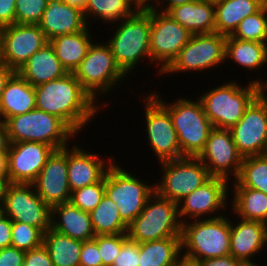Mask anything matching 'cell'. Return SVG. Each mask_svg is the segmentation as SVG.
<instances>
[{
    "mask_svg": "<svg viewBox=\"0 0 267 266\" xmlns=\"http://www.w3.org/2000/svg\"><path fill=\"white\" fill-rule=\"evenodd\" d=\"M267 0H222L215 3V32L230 36L247 16L258 12Z\"/></svg>",
    "mask_w": 267,
    "mask_h": 266,
    "instance_id": "obj_29",
    "label": "cell"
},
{
    "mask_svg": "<svg viewBox=\"0 0 267 266\" xmlns=\"http://www.w3.org/2000/svg\"><path fill=\"white\" fill-rule=\"evenodd\" d=\"M12 220L1 212L0 214V249L11 246Z\"/></svg>",
    "mask_w": 267,
    "mask_h": 266,
    "instance_id": "obj_48",
    "label": "cell"
},
{
    "mask_svg": "<svg viewBox=\"0 0 267 266\" xmlns=\"http://www.w3.org/2000/svg\"><path fill=\"white\" fill-rule=\"evenodd\" d=\"M225 51L226 36L216 32L194 34L160 76L217 69L226 62Z\"/></svg>",
    "mask_w": 267,
    "mask_h": 266,
    "instance_id": "obj_10",
    "label": "cell"
},
{
    "mask_svg": "<svg viewBox=\"0 0 267 266\" xmlns=\"http://www.w3.org/2000/svg\"><path fill=\"white\" fill-rule=\"evenodd\" d=\"M32 184L38 196L50 207L70 201L68 146L53 151Z\"/></svg>",
    "mask_w": 267,
    "mask_h": 266,
    "instance_id": "obj_19",
    "label": "cell"
},
{
    "mask_svg": "<svg viewBox=\"0 0 267 266\" xmlns=\"http://www.w3.org/2000/svg\"><path fill=\"white\" fill-rule=\"evenodd\" d=\"M16 0H0V28L15 23Z\"/></svg>",
    "mask_w": 267,
    "mask_h": 266,
    "instance_id": "obj_46",
    "label": "cell"
},
{
    "mask_svg": "<svg viewBox=\"0 0 267 266\" xmlns=\"http://www.w3.org/2000/svg\"><path fill=\"white\" fill-rule=\"evenodd\" d=\"M208 1L215 4V3L220 2L222 0H208Z\"/></svg>",
    "mask_w": 267,
    "mask_h": 266,
    "instance_id": "obj_58",
    "label": "cell"
},
{
    "mask_svg": "<svg viewBox=\"0 0 267 266\" xmlns=\"http://www.w3.org/2000/svg\"><path fill=\"white\" fill-rule=\"evenodd\" d=\"M54 150L40 142L11 143L8 151L10 182L32 184Z\"/></svg>",
    "mask_w": 267,
    "mask_h": 266,
    "instance_id": "obj_20",
    "label": "cell"
},
{
    "mask_svg": "<svg viewBox=\"0 0 267 266\" xmlns=\"http://www.w3.org/2000/svg\"><path fill=\"white\" fill-rule=\"evenodd\" d=\"M36 109L60 118L77 136L104 110L74 73L34 87ZM98 104V105H97Z\"/></svg>",
    "mask_w": 267,
    "mask_h": 266,
    "instance_id": "obj_1",
    "label": "cell"
},
{
    "mask_svg": "<svg viewBox=\"0 0 267 266\" xmlns=\"http://www.w3.org/2000/svg\"><path fill=\"white\" fill-rule=\"evenodd\" d=\"M181 261V237L139 243V266H177Z\"/></svg>",
    "mask_w": 267,
    "mask_h": 266,
    "instance_id": "obj_33",
    "label": "cell"
},
{
    "mask_svg": "<svg viewBox=\"0 0 267 266\" xmlns=\"http://www.w3.org/2000/svg\"><path fill=\"white\" fill-rule=\"evenodd\" d=\"M2 213L12 221L37 227L43 233L51 228V207L38 196L33 184L11 183Z\"/></svg>",
    "mask_w": 267,
    "mask_h": 266,
    "instance_id": "obj_16",
    "label": "cell"
},
{
    "mask_svg": "<svg viewBox=\"0 0 267 266\" xmlns=\"http://www.w3.org/2000/svg\"><path fill=\"white\" fill-rule=\"evenodd\" d=\"M127 238V233L97 235L93 238L98 245V250L102 258V266H112Z\"/></svg>",
    "mask_w": 267,
    "mask_h": 266,
    "instance_id": "obj_41",
    "label": "cell"
},
{
    "mask_svg": "<svg viewBox=\"0 0 267 266\" xmlns=\"http://www.w3.org/2000/svg\"><path fill=\"white\" fill-rule=\"evenodd\" d=\"M38 25L48 41L59 35L82 31L88 26L83 11L63 3L62 0H48Z\"/></svg>",
    "mask_w": 267,
    "mask_h": 266,
    "instance_id": "obj_23",
    "label": "cell"
},
{
    "mask_svg": "<svg viewBox=\"0 0 267 266\" xmlns=\"http://www.w3.org/2000/svg\"><path fill=\"white\" fill-rule=\"evenodd\" d=\"M229 209L235 219L260 221L267 224V194L245 187H230ZM233 194V195H232Z\"/></svg>",
    "mask_w": 267,
    "mask_h": 266,
    "instance_id": "obj_31",
    "label": "cell"
},
{
    "mask_svg": "<svg viewBox=\"0 0 267 266\" xmlns=\"http://www.w3.org/2000/svg\"><path fill=\"white\" fill-rule=\"evenodd\" d=\"M44 233L37 227L12 221L11 246L22 251L35 249L43 244Z\"/></svg>",
    "mask_w": 267,
    "mask_h": 266,
    "instance_id": "obj_38",
    "label": "cell"
},
{
    "mask_svg": "<svg viewBox=\"0 0 267 266\" xmlns=\"http://www.w3.org/2000/svg\"><path fill=\"white\" fill-rule=\"evenodd\" d=\"M23 266H54L47 248L41 246L25 252Z\"/></svg>",
    "mask_w": 267,
    "mask_h": 266,
    "instance_id": "obj_44",
    "label": "cell"
},
{
    "mask_svg": "<svg viewBox=\"0 0 267 266\" xmlns=\"http://www.w3.org/2000/svg\"><path fill=\"white\" fill-rule=\"evenodd\" d=\"M94 40L86 57L74 71V75L91 97L96 102H101L99 104L105 108V106H110L111 102L109 104L102 102L103 97L107 98V94L111 93L112 96V92H118L116 88L123 86L121 82L125 83L128 77L116 65L108 44L105 41L99 43L98 39ZM100 98L101 100L98 101Z\"/></svg>",
    "mask_w": 267,
    "mask_h": 266,
    "instance_id": "obj_6",
    "label": "cell"
},
{
    "mask_svg": "<svg viewBox=\"0 0 267 266\" xmlns=\"http://www.w3.org/2000/svg\"><path fill=\"white\" fill-rule=\"evenodd\" d=\"M167 14L192 35L215 32V4L208 0H195L176 6Z\"/></svg>",
    "mask_w": 267,
    "mask_h": 266,
    "instance_id": "obj_27",
    "label": "cell"
},
{
    "mask_svg": "<svg viewBox=\"0 0 267 266\" xmlns=\"http://www.w3.org/2000/svg\"><path fill=\"white\" fill-rule=\"evenodd\" d=\"M192 34L167 13L151 10L150 54L158 75L170 65Z\"/></svg>",
    "mask_w": 267,
    "mask_h": 266,
    "instance_id": "obj_13",
    "label": "cell"
},
{
    "mask_svg": "<svg viewBox=\"0 0 267 266\" xmlns=\"http://www.w3.org/2000/svg\"><path fill=\"white\" fill-rule=\"evenodd\" d=\"M114 25L115 29H111L114 33L105 41L112 51L116 65L129 79V74H134L143 60L148 59L149 65L146 63V67L152 65L149 47L151 9L142 7L131 17Z\"/></svg>",
    "mask_w": 267,
    "mask_h": 266,
    "instance_id": "obj_2",
    "label": "cell"
},
{
    "mask_svg": "<svg viewBox=\"0 0 267 266\" xmlns=\"http://www.w3.org/2000/svg\"><path fill=\"white\" fill-rule=\"evenodd\" d=\"M4 123L10 143L40 142L58 150L69 146L77 137L60 118L36 108L10 117Z\"/></svg>",
    "mask_w": 267,
    "mask_h": 266,
    "instance_id": "obj_7",
    "label": "cell"
},
{
    "mask_svg": "<svg viewBox=\"0 0 267 266\" xmlns=\"http://www.w3.org/2000/svg\"><path fill=\"white\" fill-rule=\"evenodd\" d=\"M233 79L208 91L200 93L204 112L213 128L230 129L243 117L245 110L262 93L261 85L248 81Z\"/></svg>",
    "mask_w": 267,
    "mask_h": 266,
    "instance_id": "obj_3",
    "label": "cell"
},
{
    "mask_svg": "<svg viewBox=\"0 0 267 266\" xmlns=\"http://www.w3.org/2000/svg\"><path fill=\"white\" fill-rule=\"evenodd\" d=\"M10 184H11L10 178H0V209L1 210L4 205L7 189Z\"/></svg>",
    "mask_w": 267,
    "mask_h": 266,
    "instance_id": "obj_53",
    "label": "cell"
},
{
    "mask_svg": "<svg viewBox=\"0 0 267 266\" xmlns=\"http://www.w3.org/2000/svg\"><path fill=\"white\" fill-rule=\"evenodd\" d=\"M112 266H139V243L128 237Z\"/></svg>",
    "mask_w": 267,
    "mask_h": 266,
    "instance_id": "obj_42",
    "label": "cell"
},
{
    "mask_svg": "<svg viewBox=\"0 0 267 266\" xmlns=\"http://www.w3.org/2000/svg\"><path fill=\"white\" fill-rule=\"evenodd\" d=\"M152 90L150 93L168 110L171 116L182 157H198L213 129L201 101L198 98L192 100L191 97L177 96V99H173L174 102H168L157 89Z\"/></svg>",
    "mask_w": 267,
    "mask_h": 266,
    "instance_id": "obj_4",
    "label": "cell"
},
{
    "mask_svg": "<svg viewBox=\"0 0 267 266\" xmlns=\"http://www.w3.org/2000/svg\"><path fill=\"white\" fill-rule=\"evenodd\" d=\"M63 3H66L69 6H74L76 8H79L81 11L84 12L86 5L88 3V0H62Z\"/></svg>",
    "mask_w": 267,
    "mask_h": 266,
    "instance_id": "obj_54",
    "label": "cell"
},
{
    "mask_svg": "<svg viewBox=\"0 0 267 266\" xmlns=\"http://www.w3.org/2000/svg\"><path fill=\"white\" fill-rule=\"evenodd\" d=\"M229 130L243 158L267 154V93H261Z\"/></svg>",
    "mask_w": 267,
    "mask_h": 266,
    "instance_id": "obj_15",
    "label": "cell"
},
{
    "mask_svg": "<svg viewBox=\"0 0 267 266\" xmlns=\"http://www.w3.org/2000/svg\"><path fill=\"white\" fill-rule=\"evenodd\" d=\"M48 42L39 25L4 26L0 28V62L17 71Z\"/></svg>",
    "mask_w": 267,
    "mask_h": 266,
    "instance_id": "obj_17",
    "label": "cell"
},
{
    "mask_svg": "<svg viewBox=\"0 0 267 266\" xmlns=\"http://www.w3.org/2000/svg\"><path fill=\"white\" fill-rule=\"evenodd\" d=\"M197 158L206 166L211 176L222 177L230 182L238 177L243 160L230 130L219 128L210 131L205 147Z\"/></svg>",
    "mask_w": 267,
    "mask_h": 266,
    "instance_id": "obj_18",
    "label": "cell"
},
{
    "mask_svg": "<svg viewBox=\"0 0 267 266\" xmlns=\"http://www.w3.org/2000/svg\"><path fill=\"white\" fill-rule=\"evenodd\" d=\"M77 143L68 146V182L71 192L99 182L115 158L113 155L100 157L102 155L96 151H86L81 147L82 144Z\"/></svg>",
    "mask_w": 267,
    "mask_h": 266,
    "instance_id": "obj_22",
    "label": "cell"
},
{
    "mask_svg": "<svg viewBox=\"0 0 267 266\" xmlns=\"http://www.w3.org/2000/svg\"><path fill=\"white\" fill-rule=\"evenodd\" d=\"M225 215L182 223V260L194 264L230 255V217Z\"/></svg>",
    "mask_w": 267,
    "mask_h": 266,
    "instance_id": "obj_5",
    "label": "cell"
},
{
    "mask_svg": "<svg viewBox=\"0 0 267 266\" xmlns=\"http://www.w3.org/2000/svg\"><path fill=\"white\" fill-rule=\"evenodd\" d=\"M80 266H102V258L94 239L83 242L80 255Z\"/></svg>",
    "mask_w": 267,
    "mask_h": 266,
    "instance_id": "obj_43",
    "label": "cell"
},
{
    "mask_svg": "<svg viewBox=\"0 0 267 266\" xmlns=\"http://www.w3.org/2000/svg\"><path fill=\"white\" fill-rule=\"evenodd\" d=\"M195 266H245L232 255L196 261Z\"/></svg>",
    "mask_w": 267,
    "mask_h": 266,
    "instance_id": "obj_47",
    "label": "cell"
},
{
    "mask_svg": "<svg viewBox=\"0 0 267 266\" xmlns=\"http://www.w3.org/2000/svg\"><path fill=\"white\" fill-rule=\"evenodd\" d=\"M177 266H195L193 263L182 260Z\"/></svg>",
    "mask_w": 267,
    "mask_h": 266,
    "instance_id": "obj_57",
    "label": "cell"
},
{
    "mask_svg": "<svg viewBox=\"0 0 267 266\" xmlns=\"http://www.w3.org/2000/svg\"><path fill=\"white\" fill-rule=\"evenodd\" d=\"M35 108L34 87L16 71L6 83L0 97V120L5 122L10 117Z\"/></svg>",
    "mask_w": 267,
    "mask_h": 266,
    "instance_id": "obj_26",
    "label": "cell"
},
{
    "mask_svg": "<svg viewBox=\"0 0 267 266\" xmlns=\"http://www.w3.org/2000/svg\"><path fill=\"white\" fill-rule=\"evenodd\" d=\"M231 36L242 41L267 43V3L255 14L244 18Z\"/></svg>",
    "mask_w": 267,
    "mask_h": 266,
    "instance_id": "obj_37",
    "label": "cell"
},
{
    "mask_svg": "<svg viewBox=\"0 0 267 266\" xmlns=\"http://www.w3.org/2000/svg\"><path fill=\"white\" fill-rule=\"evenodd\" d=\"M10 144L6 125L0 120V151H9Z\"/></svg>",
    "mask_w": 267,
    "mask_h": 266,
    "instance_id": "obj_51",
    "label": "cell"
},
{
    "mask_svg": "<svg viewBox=\"0 0 267 266\" xmlns=\"http://www.w3.org/2000/svg\"><path fill=\"white\" fill-rule=\"evenodd\" d=\"M182 223L178 204L156 191L148 198L142 212L128 226V237L138 243L181 237Z\"/></svg>",
    "mask_w": 267,
    "mask_h": 266,
    "instance_id": "obj_9",
    "label": "cell"
},
{
    "mask_svg": "<svg viewBox=\"0 0 267 266\" xmlns=\"http://www.w3.org/2000/svg\"><path fill=\"white\" fill-rule=\"evenodd\" d=\"M17 72L33 87L62 78L67 74L50 42L35 52Z\"/></svg>",
    "mask_w": 267,
    "mask_h": 266,
    "instance_id": "obj_25",
    "label": "cell"
},
{
    "mask_svg": "<svg viewBox=\"0 0 267 266\" xmlns=\"http://www.w3.org/2000/svg\"><path fill=\"white\" fill-rule=\"evenodd\" d=\"M105 195V175L97 183L71 192L70 202L84 212H91Z\"/></svg>",
    "mask_w": 267,
    "mask_h": 266,
    "instance_id": "obj_39",
    "label": "cell"
},
{
    "mask_svg": "<svg viewBox=\"0 0 267 266\" xmlns=\"http://www.w3.org/2000/svg\"><path fill=\"white\" fill-rule=\"evenodd\" d=\"M140 8L135 0H88L83 15L88 26H92L90 23L93 22L96 24V20L113 25L131 17Z\"/></svg>",
    "mask_w": 267,
    "mask_h": 266,
    "instance_id": "obj_32",
    "label": "cell"
},
{
    "mask_svg": "<svg viewBox=\"0 0 267 266\" xmlns=\"http://www.w3.org/2000/svg\"><path fill=\"white\" fill-rule=\"evenodd\" d=\"M257 78V79H256ZM255 79H250L252 82H255L259 85H261V91L262 93H267V79L266 80H262L260 78H258V76Z\"/></svg>",
    "mask_w": 267,
    "mask_h": 266,
    "instance_id": "obj_55",
    "label": "cell"
},
{
    "mask_svg": "<svg viewBox=\"0 0 267 266\" xmlns=\"http://www.w3.org/2000/svg\"><path fill=\"white\" fill-rule=\"evenodd\" d=\"M0 178H9L8 151H0Z\"/></svg>",
    "mask_w": 267,
    "mask_h": 266,
    "instance_id": "obj_52",
    "label": "cell"
},
{
    "mask_svg": "<svg viewBox=\"0 0 267 266\" xmlns=\"http://www.w3.org/2000/svg\"><path fill=\"white\" fill-rule=\"evenodd\" d=\"M54 266H80L83 241L73 239L49 228L43 235Z\"/></svg>",
    "mask_w": 267,
    "mask_h": 266,
    "instance_id": "obj_34",
    "label": "cell"
},
{
    "mask_svg": "<svg viewBox=\"0 0 267 266\" xmlns=\"http://www.w3.org/2000/svg\"><path fill=\"white\" fill-rule=\"evenodd\" d=\"M15 72L14 69L0 62V97L5 89L6 83Z\"/></svg>",
    "mask_w": 267,
    "mask_h": 266,
    "instance_id": "obj_50",
    "label": "cell"
},
{
    "mask_svg": "<svg viewBox=\"0 0 267 266\" xmlns=\"http://www.w3.org/2000/svg\"><path fill=\"white\" fill-rule=\"evenodd\" d=\"M47 4L48 0H16L15 23L38 25Z\"/></svg>",
    "mask_w": 267,
    "mask_h": 266,
    "instance_id": "obj_40",
    "label": "cell"
},
{
    "mask_svg": "<svg viewBox=\"0 0 267 266\" xmlns=\"http://www.w3.org/2000/svg\"><path fill=\"white\" fill-rule=\"evenodd\" d=\"M231 182L230 187H245L267 194V154L243 158L240 173Z\"/></svg>",
    "mask_w": 267,
    "mask_h": 266,
    "instance_id": "obj_36",
    "label": "cell"
},
{
    "mask_svg": "<svg viewBox=\"0 0 267 266\" xmlns=\"http://www.w3.org/2000/svg\"><path fill=\"white\" fill-rule=\"evenodd\" d=\"M225 61L238 64V68L252 73L262 71L264 65L267 66V43L256 41H242L226 36Z\"/></svg>",
    "mask_w": 267,
    "mask_h": 266,
    "instance_id": "obj_30",
    "label": "cell"
},
{
    "mask_svg": "<svg viewBox=\"0 0 267 266\" xmlns=\"http://www.w3.org/2000/svg\"><path fill=\"white\" fill-rule=\"evenodd\" d=\"M25 251L15 247L0 249V266H23Z\"/></svg>",
    "mask_w": 267,
    "mask_h": 266,
    "instance_id": "obj_45",
    "label": "cell"
},
{
    "mask_svg": "<svg viewBox=\"0 0 267 266\" xmlns=\"http://www.w3.org/2000/svg\"><path fill=\"white\" fill-rule=\"evenodd\" d=\"M95 235L123 234L128 226L122 221L117 205L105 194L90 212Z\"/></svg>",
    "mask_w": 267,
    "mask_h": 266,
    "instance_id": "obj_35",
    "label": "cell"
},
{
    "mask_svg": "<svg viewBox=\"0 0 267 266\" xmlns=\"http://www.w3.org/2000/svg\"><path fill=\"white\" fill-rule=\"evenodd\" d=\"M51 229L83 242L96 236L90 213L82 211L70 201L51 207Z\"/></svg>",
    "mask_w": 267,
    "mask_h": 266,
    "instance_id": "obj_24",
    "label": "cell"
},
{
    "mask_svg": "<svg viewBox=\"0 0 267 266\" xmlns=\"http://www.w3.org/2000/svg\"><path fill=\"white\" fill-rule=\"evenodd\" d=\"M194 1L195 0H152L146 6V8L162 13H167L171 8Z\"/></svg>",
    "mask_w": 267,
    "mask_h": 266,
    "instance_id": "obj_49",
    "label": "cell"
},
{
    "mask_svg": "<svg viewBox=\"0 0 267 266\" xmlns=\"http://www.w3.org/2000/svg\"><path fill=\"white\" fill-rule=\"evenodd\" d=\"M141 7H146L152 0H135Z\"/></svg>",
    "mask_w": 267,
    "mask_h": 266,
    "instance_id": "obj_56",
    "label": "cell"
},
{
    "mask_svg": "<svg viewBox=\"0 0 267 266\" xmlns=\"http://www.w3.org/2000/svg\"><path fill=\"white\" fill-rule=\"evenodd\" d=\"M92 30L91 26H87L82 31L59 35L49 41L67 73H74L86 57L87 51L94 41L92 35L96 34Z\"/></svg>",
    "mask_w": 267,
    "mask_h": 266,
    "instance_id": "obj_28",
    "label": "cell"
},
{
    "mask_svg": "<svg viewBox=\"0 0 267 266\" xmlns=\"http://www.w3.org/2000/svg\"><path fill=\"white\" fill-rule=\"evenodd\" d=\"M142 94L146 139L157 161L182 158L177 133L168 110L150 93ZM146 128V129H145Z\"/></svg>",
    "mask_w": 267,
    "mask_h": 266,
    "instance_id": "obj_12",
    "label": "cell"
},
{
    "mask_svg": "<svg viewBox=\"0 0 267 266\" xmlns=\"http://www.w3.org/2000/svg\"><path fill=\"white\" fill-rule=\"evenodd\" d=\"M158 164L162 178L155 182V191L177 204L212 177L197 157H182Z\"/></svg>",
    "mask_w": 267,
    "mask_h": 266,
    "instance_id": "obj_11",
    "label": "cell"
},
{
    "mask_svg": "<svg viewBox=\"0 0 267 266\" xmlns=\"http://www.w3.org/2000/svg\"><path fill=\"white\" fill-rule=\"evenodd\" d=\"M114 159L105 173V194L117 205L122 221L129 226L142 212L155 184L144 182Z\"/></svg>",
    "mask_w": 267,
    "mask_h": 266,
    "instance_id": "obj_8",
    "label": "cell"
},
{
    "mask_svg": "<svg viewBox=\"0 0 267 266\" xmlns=\"http://www.w3.org/2000/svg\"><path fill=\"white\" fill-rule=\"evenodd\" d=\"M267 248V224L230 218V255L245 266H264L255 256ZM254 259V260H252Z\"/></svg>",
    "mask_w": 267,
    "mask_h": 266,
    "instance_id": "obj_21",
    "label": "cell"
},
{
    "mask_svg": "<svg viewBox=\"0 0 267 266\" xmlns=\"http://www.w3.org/2000/svg\"><path fill=\"white\" fill-rule=\"evenodd\" d=\"M230 183L225 178L212 176L202 186L187 195L178 203L180 222L224 215V210L230 207L228 205L230 204Z\"/></svg>",
    "mask_w": 267,
    "mask_h": 266,
    "instance_id": "obj_14",
    "label": "cell"
}]
</instances>
